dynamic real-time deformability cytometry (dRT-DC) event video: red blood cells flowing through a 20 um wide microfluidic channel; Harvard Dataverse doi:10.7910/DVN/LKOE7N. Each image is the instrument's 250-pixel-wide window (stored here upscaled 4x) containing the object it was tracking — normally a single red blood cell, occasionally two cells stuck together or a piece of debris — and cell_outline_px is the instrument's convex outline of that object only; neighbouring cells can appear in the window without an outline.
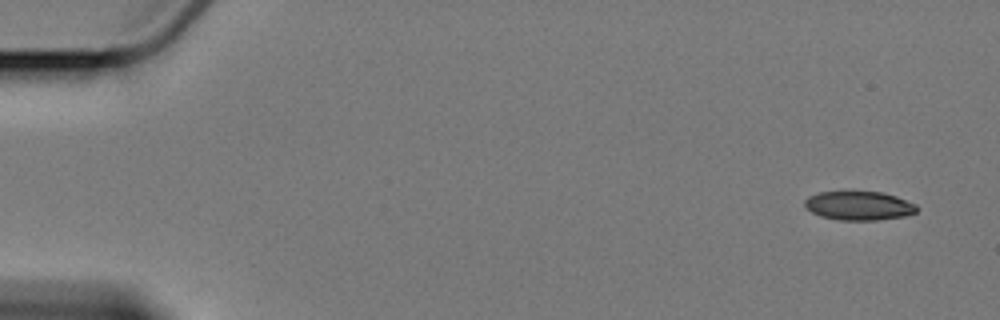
{"species": "Egyptian fruit bat (a non-hibernating species)", "species_latin": "Rousettus aegyptiacus", "temperature_condition": "cold", "stored_images_in_passage": 5, "camera_frame_rate_fps": 3000, "um_per_image_px": 0.085, "animal": {"sex": "female"}, "frame": {"image": 1, "passage_image": 1, "time_ms": 0.0, "image_size_px": [1000, 320], "cell_outline_px": [[916, 212], [904, 216], [876, 220], [840, 220], [820, 216], [812, 212], [804, 204], [804, 200], [808, 196], [820, 192], [844, 188], [852, 188], [884, 192], [896, 196], [916, 204]], "centroid_in_image_um": [72.96, 17.41], "position_along_channel_um": 12.0, "area_um2": 19.77}}
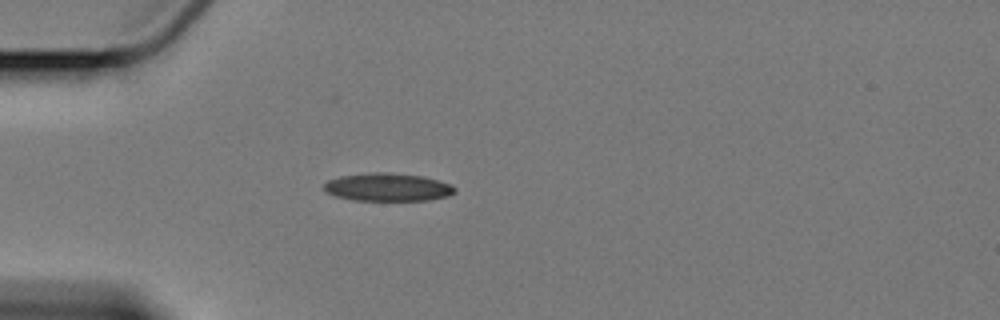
{"frame": {"image": 2, "passage_image": 5, "time_ms": 4.667, "image_size_px": [1000, 320], "cell_outline_px": [[456, 192], [448, 196], [428, 200], [352, 200], [336, 196], [328, 192], [324, 188], [324, 184], [328, 180], [340, 176], [372, 172], [388, 172], [424, 176], [452, 184], [456, 188]], "centroid_in_image_um": [32.99, 15.9], "position_along_channel_um": 52.0, "area_um2": 21.39}}